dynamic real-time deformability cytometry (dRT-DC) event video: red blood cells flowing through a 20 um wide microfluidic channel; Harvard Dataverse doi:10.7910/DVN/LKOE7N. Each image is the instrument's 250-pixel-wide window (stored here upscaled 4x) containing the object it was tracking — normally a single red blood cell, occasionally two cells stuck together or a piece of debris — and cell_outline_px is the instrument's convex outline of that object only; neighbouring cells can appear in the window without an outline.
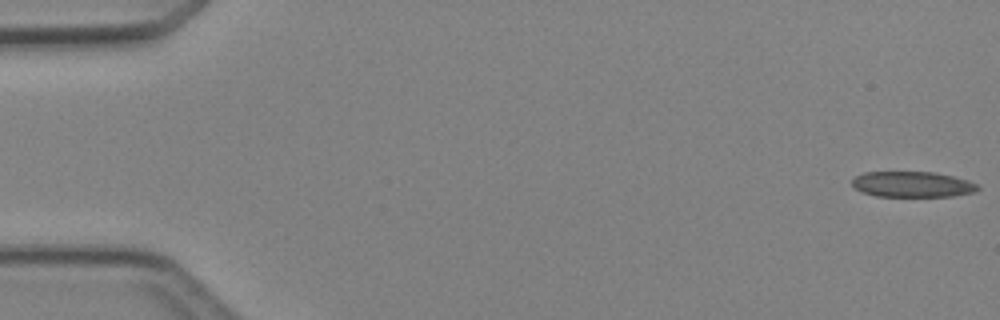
{"species": "Egyptian fruit bat (a non-hibernating species)", "species_latin": "Rousettus aegyptiacus", "temperature_condition": "cold", "stored_images_in_passage": 5, "camera_frame_rate_fps": 3000, "um_per_image_px": 0.085, "animal": {"sex": "female"}, "frame": {"image": 1, "passage_image": 1, "time_ms": 0.0, "image_size_px": [1000, 320], "cell_outline_px": [[980, 188], [972, 192], [952, 196], [876, 196], [860, 192], [852, 184], [852, 180], [856, 176], [864, 172], [936, 172], [968, 180], [976, 184]], "centroid_in_image_um": [77.52, 15.66], "position_along_channel_um": 7.5, "area_um2": 18.67}}
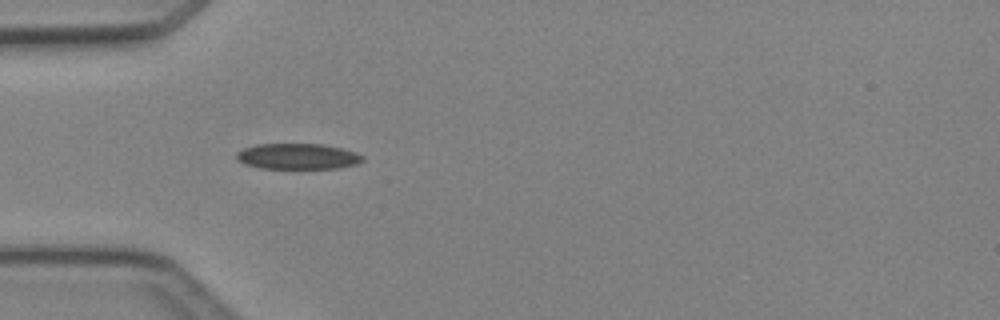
{"frame": {"image": 2, "passage_image": 4, "time_ms": 4.667, "image_size_px": [1000, 320], "cell_outline_px": [[364, 160], [360, 164], [340, 168], [260, 168], [244, 164], [236, 160], [236, 152], [244, 148], [256, 144], [324, 144], [356, 152], [364, 156]], "centroid_in_image_um": [25.32, 13.29], "position_along_channel_um": 59.7, "area_um2": 19.13}}
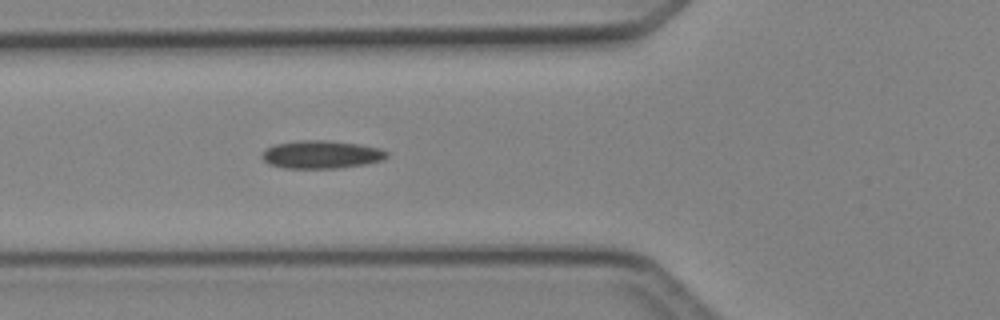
{"frame": {"image": 3, "passage_image": 5, "time_ms": 5.667, "image_size_px": [1000, 320], "cell_outline_px": [[388, 156], [384, 160], [364, 164], [340, 168], [284, 168], [268, 164], [260, 156], [260, 152], [264, 148], [272, 144], [300, 140], [324, 140], [360, 144], [380, 148], [388, 152]], "centroid_in_image_um": [27.26, 13.13], "position_along_channel_um": 98.5, "area_um2": 20.69}}